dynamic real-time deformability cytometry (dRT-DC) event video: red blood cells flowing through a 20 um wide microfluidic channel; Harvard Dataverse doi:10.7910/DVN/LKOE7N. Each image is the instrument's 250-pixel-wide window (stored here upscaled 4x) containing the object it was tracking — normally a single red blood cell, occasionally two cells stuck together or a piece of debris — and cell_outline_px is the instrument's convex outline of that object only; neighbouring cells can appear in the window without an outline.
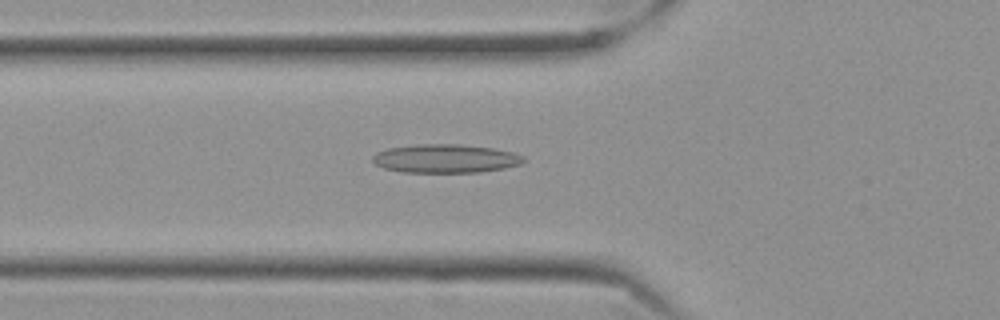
{"species": "Egyptian fruit bat (a non-hibernating species)", "species_latin": "Rousettus aegyptiacus", "temperature_condition": "cold", "stored_images_in_passage": 45, "camera_frame_rate_fps": 3000, "um_per_image_px": 0.085, "frame": {"image": 1, "passage_image": 8, "time_ms": 2.333, "image_size_px": [1000, 320], "cell_outline_px": [[524, 160], [520, 164], [504, 168], [480, 172], [404, 172], [384, 168], [376, 164], [372, 160], [372, 156], [376, 152], [388, 148], [416, 144], [460, 144], [492, 148], [512, 152], [524, 156]], "centroid_in_image_um": [37.85, 13.47], "position_along_channel_um": 88.0, "area_um2": 25.09}}
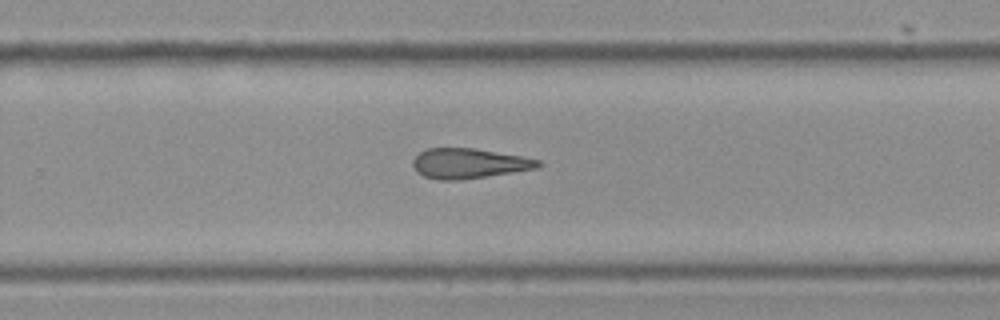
{"frame": {"image": 2, "passage_image": 25, "time_ms": 8.0, "image_size_px": [1000, 320], "cell_outline_px": [[544, 164], [536, 168], [512, 172], [460, 180], [436, 180], [424, 176], [416, 172], [412, 164], [412, 160], [420, 152], [428, 148], [476, 148], [520, 156], [540, 160]], "centroid_in_image_um": [39.83, 13.89], "position_along_channel_um": 290.0, "area_um2": 21.91}}
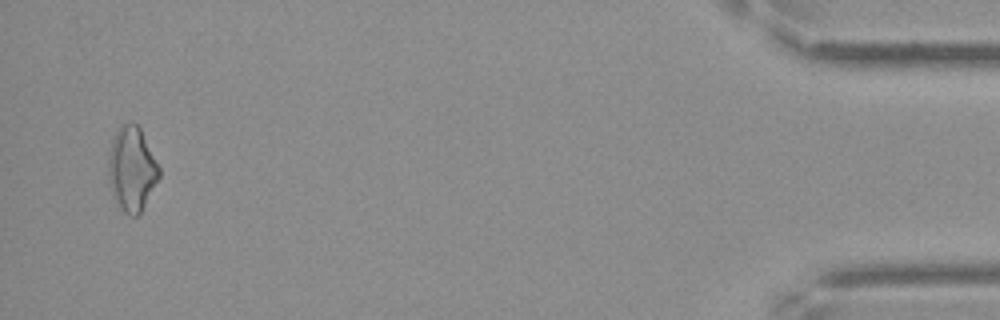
{"frame": {"image": 3, "passage_image": 43, "time_ms": 14.0, "image_size_px": [1000, 320], "cell_outline_px": [[160, 176], [140, 212], [136, 216], [128, 216], [120, 208], [112, 196], [108, 180], [108, 156], [112, 140], [120, 124], [136, 124], [140, 128], [160, 168]], "centroid_in_image_um": [11.18, 14.38], "position_along_channel_um": 424.0, "area_um2": 24.8}}